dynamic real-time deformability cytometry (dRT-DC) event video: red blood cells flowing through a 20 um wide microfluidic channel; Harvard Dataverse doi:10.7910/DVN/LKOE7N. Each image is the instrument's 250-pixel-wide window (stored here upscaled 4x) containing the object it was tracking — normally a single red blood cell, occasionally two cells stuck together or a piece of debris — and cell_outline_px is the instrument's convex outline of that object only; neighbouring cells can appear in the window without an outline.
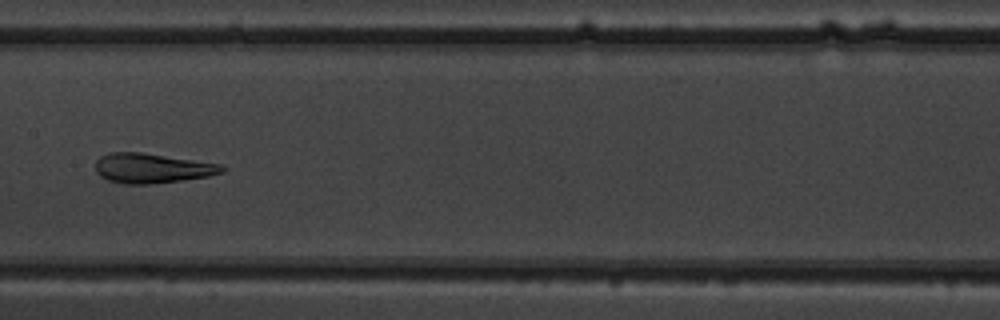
{"species": "common noctule bat (a hibernating species)", "species_latin": "Nyctalus noctula", "temperature_condition": "warm", "stored_images_in_passage": 7, "camera_frame_rate_fps": 3000, "um_per_image_px": 0.085, "animal": {"sex": "male", "body_mass_g": 19.5, "forearm_length_mm": 54.6}, "frame": {"image": 1, "passage_image": 6, "time_ms": 5.667, "image_size_px": [1000, 320], "cell_outline_px": [[228, 168], [224, 172], [208, 176], [180, 180], [148, 184], [124, 184], [108, 180], [100, 176], [96, 172], [96, 160], [100, 156], [112, 152], [140, 152], [220, 164]], "centroid_in_image_um": [12.91, 14.3], "position_along_channel_um": 194.5, "area_um2": 21.79}}
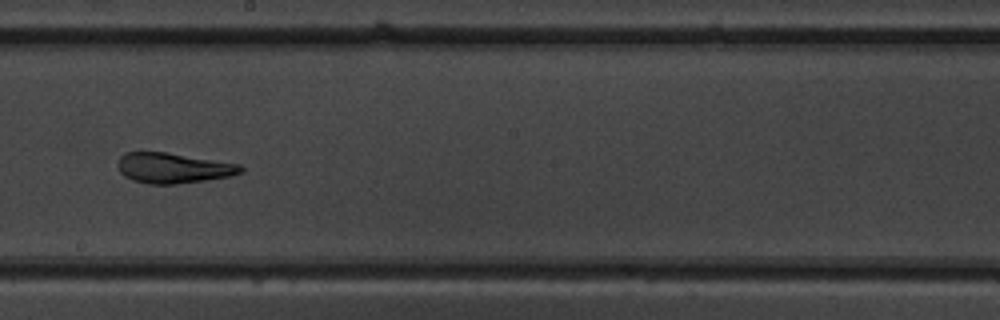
{"frame": {"image": 2, "passage_image": 7, "time_ms": 6.667, "image_size_px": [1000, 320], "cell_outline_px": [[244, 172], [228, 176], [204, 180], [176, 184], [148, 184], [132, 180], [124, 176], [120, 172], [116, 164], [120, 156], [124, 152], [168, 152], [240, 164], [244, 168]], "centroid_in_image_um": [14.69, 14.27], "position_along_channel_um": 233.5, "area_um2": 21.85}}